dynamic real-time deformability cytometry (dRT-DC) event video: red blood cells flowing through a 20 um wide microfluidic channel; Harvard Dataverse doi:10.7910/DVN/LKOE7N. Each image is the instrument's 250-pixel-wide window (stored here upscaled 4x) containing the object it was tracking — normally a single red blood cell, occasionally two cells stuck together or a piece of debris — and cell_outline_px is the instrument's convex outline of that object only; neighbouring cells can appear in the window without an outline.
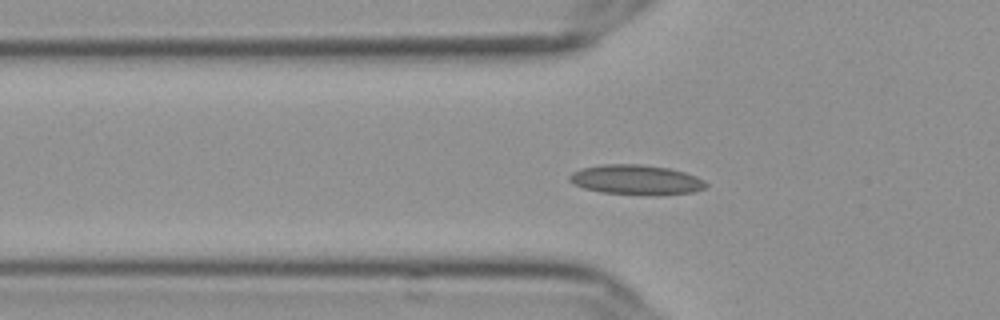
{"species": "Egyptian fruit bat (a non-hibernating species)", "species_latin": "Rousettus aegyptiacus", "temperature_condition": "cold", "stored_images_in_passage": 51, "camera_frame_rate_fps": 3000, "um_per_image_px": 0.085, "frame": {"image": 1, "passage_image": 19, "time_ms": 6.0, "image_size_px": [1000, 320], "cell_outline_px": [[708, 184], [704, 188], [692, 192], [652, 196], [600, 192], [584, 188], [572, 184], [568, 180], [568, 176], [572, 172], [580, 168], [604, 164], [640, 164], [668, 168], [684, 172], [696, 176], [704, 180]], "centroid_in_image_um": [54.04, 15.29], "position_along_channel_um": 71.8, "area_um2": 23.99}}
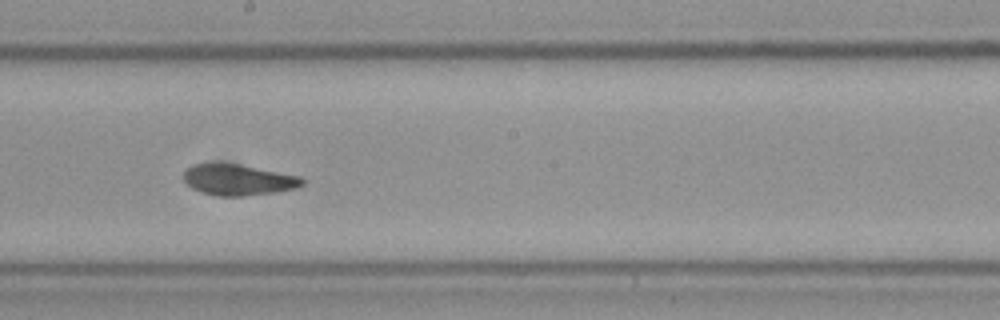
{"frame": {"image": 2, "passage_image": 32, "time_ms": 10.333, "image_size_px": [1000, 320], "cell_outline_px": [[304, 184], [296, 188], [276, 192], [244, 196], [220, 196], [200, 192], [192, 188], [184, 180], [184, 168], [192, 164], [240, 164], [300, 176], [304, 180]], "centroid_in_image_um": [20.25, 15.29], "position_along_channel_um": 228.0, "area_um2": 21.39}}
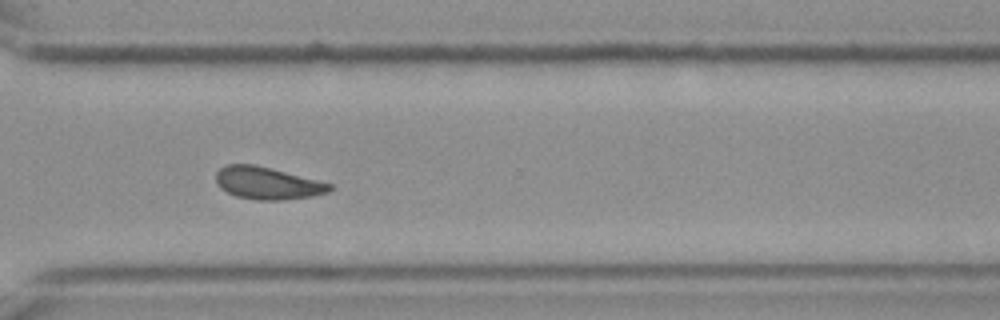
{"frame": {"image": 3, "passage_image": 42, "time_ms": 13.667, "image_size_px": [1000, 320], "cell_outline_px": [[336, 188], [328, 192], [312, 196], [280, 200], [256, 200], [236, 196], [220, 188], [216, 180], [216, 172], [224, 164], [252, 164], [332, 184]], "centroid_in_image_um": [22.71, 15.57], "position_along_channel_um": 347.9, "area_um2": 21.15}, "authors_computed_cell_mechanics": {"area_um2": 21.4438, "velocity_mm_per_s": 3.5955, "shape_relaxation_time_tau1_ms": null, "shape_relaxation_time_tau2_ms": 4.6316, "deformation_change_tau1": null, "deformation_change_tau2": 0.0844}}